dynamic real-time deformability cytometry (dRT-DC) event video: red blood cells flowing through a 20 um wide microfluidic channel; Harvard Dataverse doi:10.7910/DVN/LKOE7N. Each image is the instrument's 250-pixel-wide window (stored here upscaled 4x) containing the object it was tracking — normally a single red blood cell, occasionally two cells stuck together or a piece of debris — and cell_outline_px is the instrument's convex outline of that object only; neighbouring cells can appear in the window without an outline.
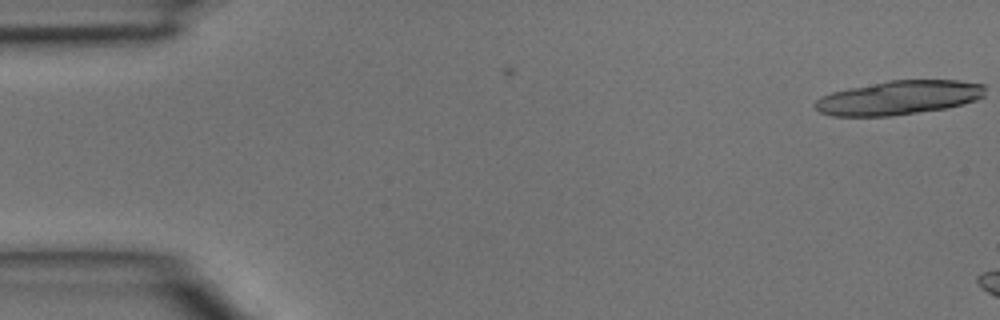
{"species": "common noctule bat (a hibernating species)", "species_latin": "Nyctalus noctula", "temperature_condition": "room temperature", "stored_images_in_passage": 2, "camera_frame_rate_fps": 3000, "um_per_image_px": 0.085, "animal": {"sex": "male", "body_mass_g": 15.6}, "frame": {"image": 1, "passage_image": 2, "time_ms": 0.333, "image_size_px": [1000, 320], "cell_outline_px": [[984, 96], [976, 100], [944, 108], [892, 116], [832, 116], [820, 112], [812, 104], [820, 96], [832, 92], [848, 88], [888, 80], [960, 80], [984, 84]], "centroid_in_image_um": [76.36, 8.3], "position_along_channel_um": 8.6, "area_um2": 33.76}}